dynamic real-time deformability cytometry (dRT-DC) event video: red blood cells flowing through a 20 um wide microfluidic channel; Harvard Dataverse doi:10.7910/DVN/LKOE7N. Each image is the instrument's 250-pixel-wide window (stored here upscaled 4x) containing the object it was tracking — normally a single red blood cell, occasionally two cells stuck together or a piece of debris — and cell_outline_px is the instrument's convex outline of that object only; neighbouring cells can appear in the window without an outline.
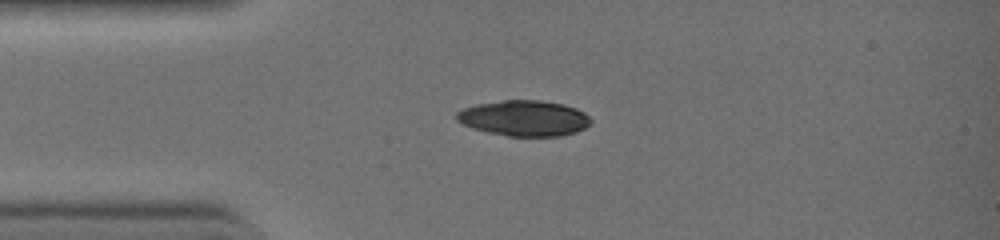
{"species": "common noctule bat (a hibernating species)", "species_latin": "Nyctalus noctula", "temperature_condition": "warm", "stored_images_in_passage": 33, "camera_frame_rate_fps": 3000, "um_per_image_px": 0.085, "animal": {"sex": "female", "body_mass_g": 19.0, "forearm_length_mm": 51.5}, "frame": {"image": 1, "passage_image": 1, "time_ms": 0.0, "image_size_px": [1000, 240], "cell_outline_px": [[592, 120], [584, 128], [576, 132], [560, 136], [508, 136], [488, 132], [472, 128], [456, 120], [456, 112], [464, 108], [476, 104], [504, 100], [540, 100], [560, 104], [576, 108], [584, 112]], "centroid_in_image_um": [44.54, 10.05], "position_along_channel_um": 40.5, "area_um2": 27.74}}
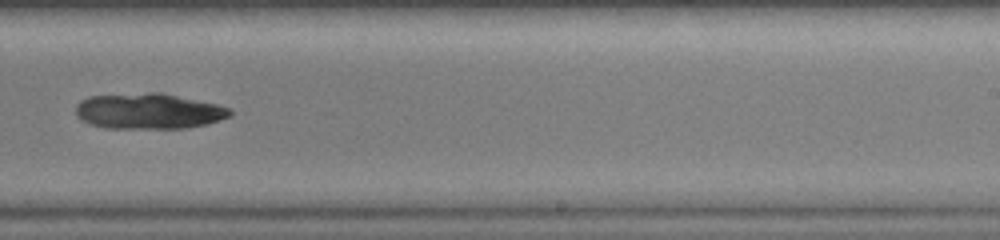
{"frame": {"image": 2, "passage_image": 18, "time_ms": 5.667, "image_size_px": [1000, 240], "cell_outline_px": [[232, 116], [208, 124], [184, 128], [104, 128], [88, 124], [76, 116], [76, 104], [80, 100], [88, 96], [148, 92], [164, 92], [216, 104], [228, 108], [232, 112]], "centroid_in_image_um": [12.61, 9.44], "position_along_channel_um": 276.4, "area_um2": 32.43}}
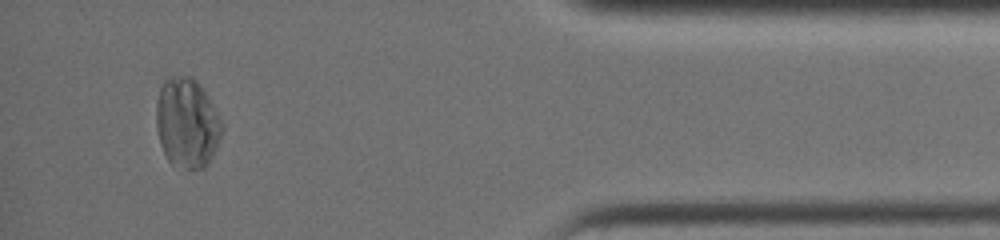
{"frame": {"image": 3, "passage_image": 30, "time_ms": 9.667, "image_size_px": [1000, 240], "cell_outline_px": [[220, 136], [216, 148], [208, 164], [204, 168], [184, 172], [172, 164], [168, 160], [160, 144], [156, 124], [156, 104], [160, 88], [164, 80], [176, 76], [192, 76], [200, 84], [220, 116]], "centroid_in_image_um": [15.87, 10.49], "position_along_channel_um": 419.3, "area_um2": 34.56}}